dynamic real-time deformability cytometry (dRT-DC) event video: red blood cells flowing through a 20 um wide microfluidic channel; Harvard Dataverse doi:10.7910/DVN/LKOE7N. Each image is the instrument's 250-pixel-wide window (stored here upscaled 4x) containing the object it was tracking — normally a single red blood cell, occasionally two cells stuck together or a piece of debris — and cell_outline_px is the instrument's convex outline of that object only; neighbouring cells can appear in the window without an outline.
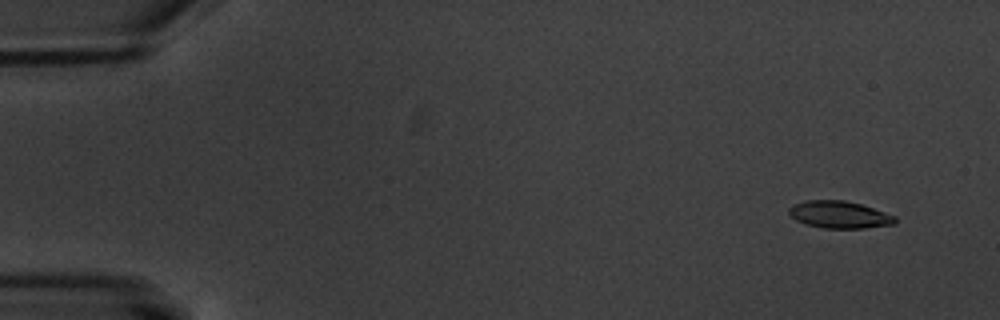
{"species": "common noctule bat (a hibernating species)", "species_latin": "Nyctalus noctula", "temperature_condition": "warm", "stored_images_in_passage": 6, "segment_of_instrument_passage": [1, 2], "camera_frame_rate_fps": 3000, "um_per_image_px": 0.085, "animal": {"sex": "male", "body_mass_g": 20.1, "forearm_length_mm": 53.5}, "frame": {"image": 1, "passage_image": 1, "time_ms": 0.0, "image_size_px": [1000, 320], "cell_outline_px": [[896, 224], [864, 228], [824, 228], [804, 224], [796, 220], [788, 212], [788, 208], [792, 204], [804, 200], [844, 200], [860, 204], [896, 216]], "centroid_in_image_um": [71.32, 18.24], "position_along_channel_um": 13.7, "area_um2": 16.88}}
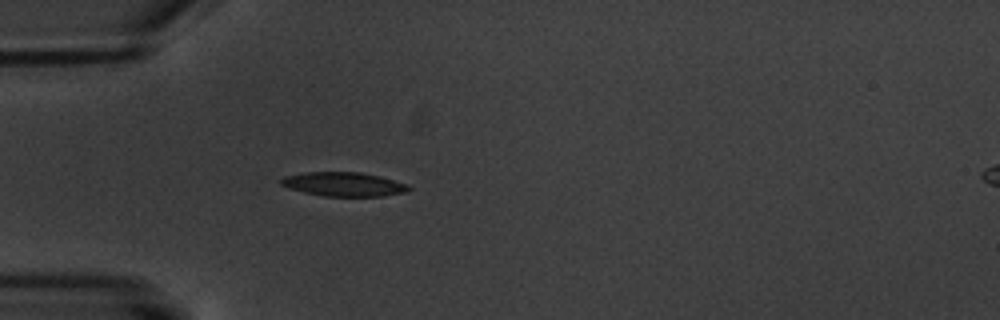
{"frame": {"image": 2, "passage_image": 5, "time_ms": 4.667, "image_size_px": [1000, 320], "cell_outline_px": [[412, 188], [408, 192], [384, 196], [324, 196], [304, 192], [288, 188], [280, 184], [280, 180], [284, 176], [304, 172], [360, 172], [380, 176], [408, 184]], "centroid_in_image_um": [29.24, 15.66], "position_along_channel_um": 55.8, "area_um2": 18.03}}